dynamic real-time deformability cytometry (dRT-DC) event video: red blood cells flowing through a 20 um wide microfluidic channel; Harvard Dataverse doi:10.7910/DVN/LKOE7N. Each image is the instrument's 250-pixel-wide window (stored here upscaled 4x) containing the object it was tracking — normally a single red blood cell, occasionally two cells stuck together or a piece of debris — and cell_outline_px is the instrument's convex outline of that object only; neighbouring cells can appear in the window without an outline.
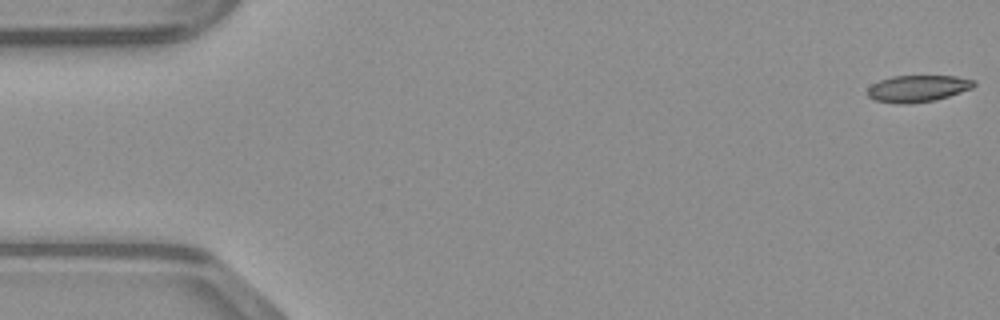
{"species": "common noctule bat (a hibernating species)", "species_latin": "Nyctalus noctula", "temperature_condition": "warm", "stored_images_in_passage": 49, "camera_frame_rate_fps": 3000, "um_per_image_px": 0.085, "animal": {"sex": "male", "body_mass_g": 23.1, "forearm_length_mm": 52.7}, "frame": {"image": 1, "passage_image": 1, "time_ms": 0.0, "image_size_px": [1000, 320], "cell_outline_px": [[976, 84], [972, 88], [936, 100], [908, 104], [896, 104], [872, 100], [868, 96], [868, 88], [872, 84], [880, 80], [892, 76], [956, 76], [976, 80]], "centroid_in_image_um": [77.99, 7.53], "position_along_channel_um": 7.0, "area_um2": 16.7}}
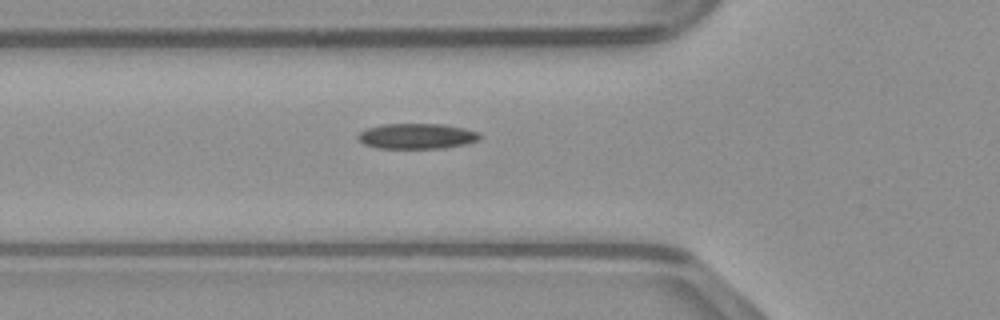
{"frame": {"image": 2, "passage_image": 17, "time_ms": 5.333, "image_size_px": [1000, 320], "cell_outline_px": [[484, 136], [480, 140], [464, 144], [440, 148], [380, 148], [364, 144], [356, 136], [364, 128], [380, 124], [440, 124], [480, 132]], "centroid_in_image_um": [35.42, 11.56], "position_along_channel_um": 90.4, "area_um2": 18.03}}
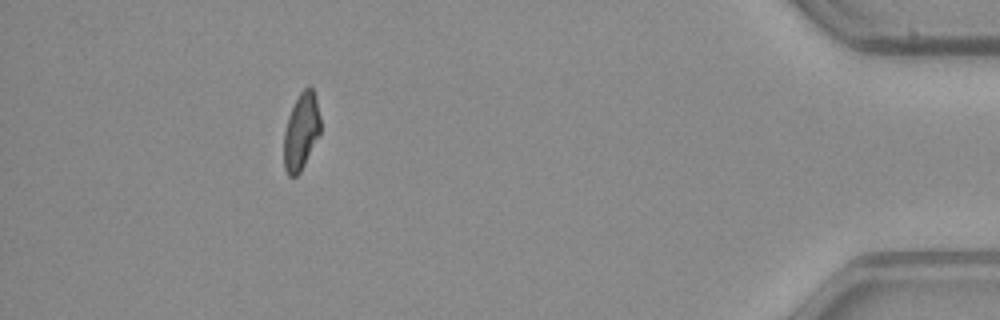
{"frame": {"image": 3, "passage_image": 44, "time_ms": 14.333, "image_size_px": [1000, 320], "cell_outline_px": [[320, 136], [300, 172], [296, 176], [288, 176], [284, 168], [284, 132], [288, 116], [300, 92], [308, 84], [312, 88], [316, 96], [320, 116]], "centroid_in_image_um": [25.61, 11.17], "position_along_channel_um": 409.6, "area_um2": 16.53}}